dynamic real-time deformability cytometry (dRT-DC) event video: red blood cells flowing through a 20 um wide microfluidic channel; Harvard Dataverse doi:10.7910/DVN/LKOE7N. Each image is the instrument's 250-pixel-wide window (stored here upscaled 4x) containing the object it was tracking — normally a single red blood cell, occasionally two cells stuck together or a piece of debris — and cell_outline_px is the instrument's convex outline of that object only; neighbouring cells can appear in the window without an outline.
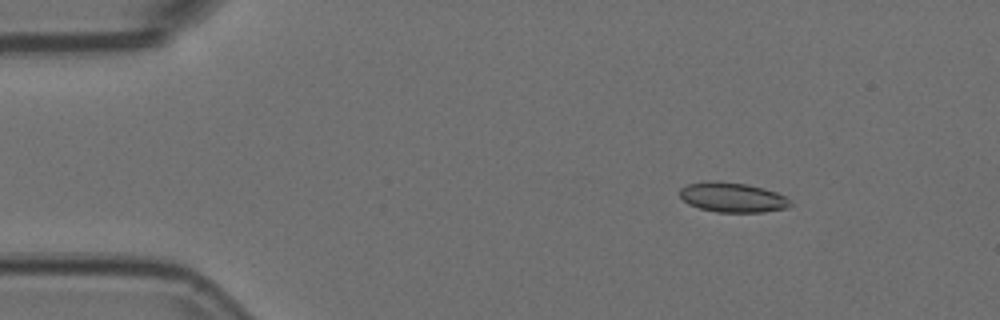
{"species": "Egyptian fruit bat (a non-hibernating species)", "species_latin": "Rousettus aegyptiacus", "temperature_condition": "room temperature", "stored_images_in_passage": 54, "camera_frame_rate_fps": 3000, "um_per_image_px": 0.085, "animal": {"sex": "female"}, "frame": {"image": 1, "passage_image": 7, "time_ms": 2.0, "image_size_px": [1000, 320], "cell_outline_px": [[792, 204], [788, 208], [764, 212], [716, 212], [700, 208], [688, 204], [680, 196], [680, 188], [688, 184], [708, 180], [716, 180], [744, 184], [764, 188], [776, 192], [792, 200]], "centroid_in_image_um": [62.27, 16.77], "position_along_channel_um": 22.7, "area_um2": 19.31}}
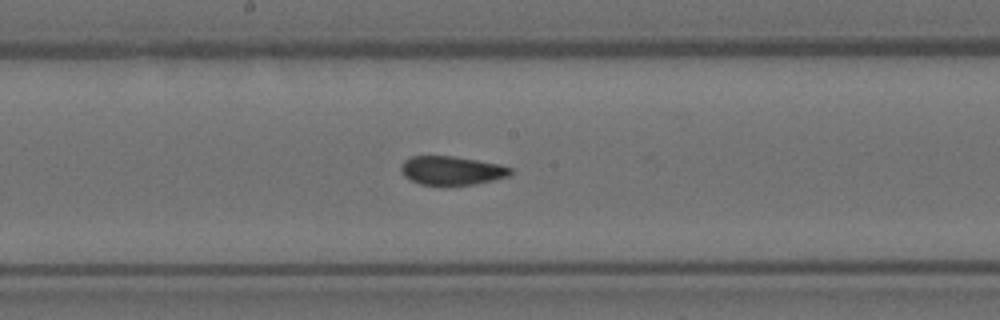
{"frame": {"image": 2, "passage_image": 28, "time_ms": 9.0, "image_size_px": [1000, 320], "cell_outline_px": [[512, 172], [508, 176], [492, 180], [472, 184], [444, 188], [420, 184], [404, 176], [400, 168], [404, 160], [412, 156], [452, 156], [500, 164], [512, 168]], "centroid_in_image_um": [38.36, 14.53], "position_along_channel_um": 209.8, "area_um2": 18.73}}
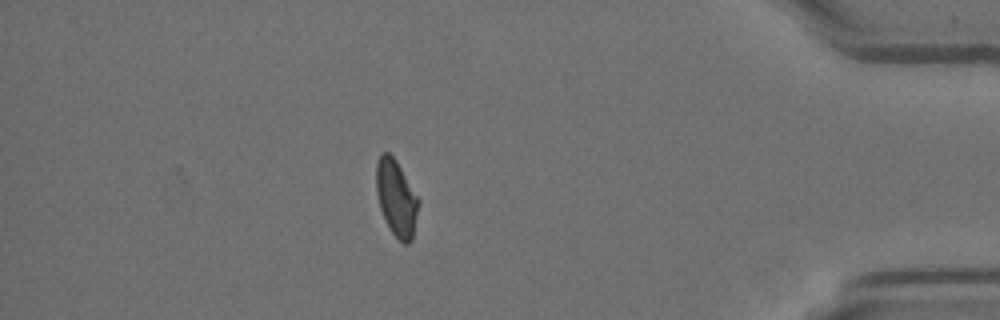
{"frame": {"image": 3, "passage_image": 47, "time_ms": 15.333, "image_size_px": [1000, 320], "cell_outline_px": [[420, 200], [412, 240], [408, 244], [404, 244], [392, 232], [380, 208], [376, 192], [376, 160], [380, 152], [388, 152], [396, 160]], "centroid_in_image_um": [33.68, 16.79], "position_along_channel_um": 401.5, "area_um2": 18.73}, "authors_computed_cell_mechanics": {"area_um2": 19.3052, "velocity_mm_per_s": 3.724, "shape_relaxation_time_tau1_ms": null, "shape_relaxation_time_tau2_ms": 1.4824, "deformation_change_tau1": null, "deformation_change_tau2": 0.0777}}